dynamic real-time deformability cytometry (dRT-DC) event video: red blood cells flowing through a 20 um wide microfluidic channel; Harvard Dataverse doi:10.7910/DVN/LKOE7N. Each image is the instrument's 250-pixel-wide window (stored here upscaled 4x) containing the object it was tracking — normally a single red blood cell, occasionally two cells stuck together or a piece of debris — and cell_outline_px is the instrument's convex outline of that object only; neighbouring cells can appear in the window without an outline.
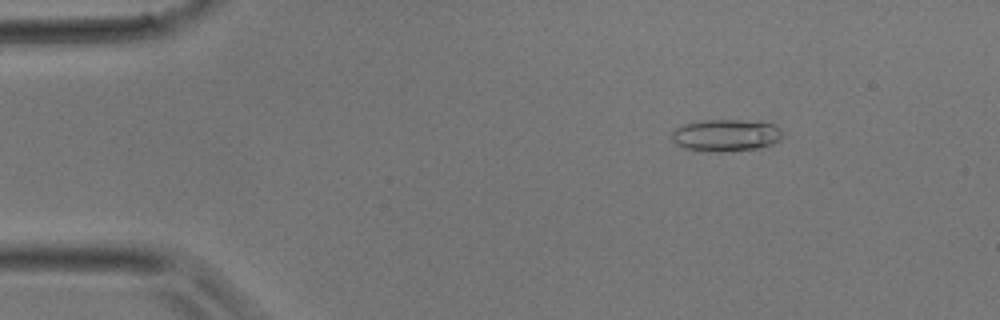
{"species": "common noctule bat (a hibernating species)", "species_latin": "Nyctalus noctula", "temperature_condition": "room temperature", "stored_images_in_passage": 37, "camera_frame_rate_fps": 3000, "um_per_image_px": 0.085, "animal": {"sex": "male", "body_mass_g": 17.9}, "frame": {"image": 1, "passage_image": 4, "time_ms": 1.0, "image_size_px": [1000, 320], "cell_outline_px": [[784, 136], [780, 140], [772, 144], [760, 148], [724, 152], [708, 152], [684, 148], [676, 144], [672, 140], [672, 132], [676, 128], [684, 124], [704, 120], [740, 120], [772, 124], [780, 128], [784, 132]], "centroid_in_image_um": [61.72, 11.52], "position_along_channel_um": 23.3, "area_um2": 20.87}}
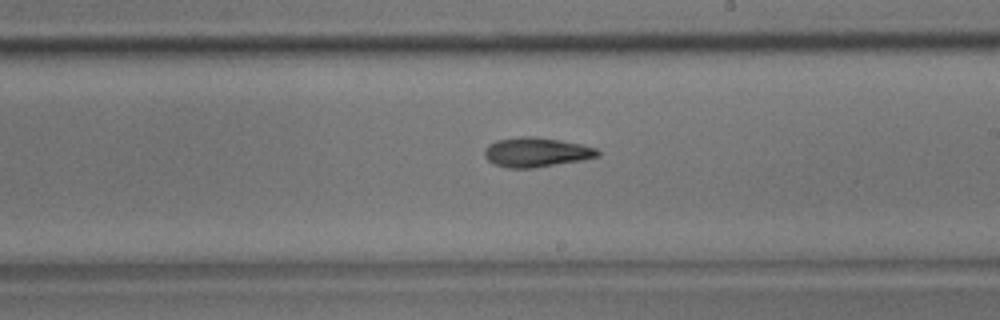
{"frame": {"image": 2, "passage_image": 21, "time_ms": 6.667, "image_size_px": [1000, 320], "cell_outline_px": [[600, 156], [580, 160], [532, 168], [508, 168], [492, 164], [484, 156], [484, 148], [488, 144], [496, 140], [520, 136], [536, 136], [560, 140], [580, 144], [596, 148], [600, 152]], "centroid_in_image_um": [45.53, 12.93], "position_along_channel_um": 243.5, "area_um2": 19.54}}
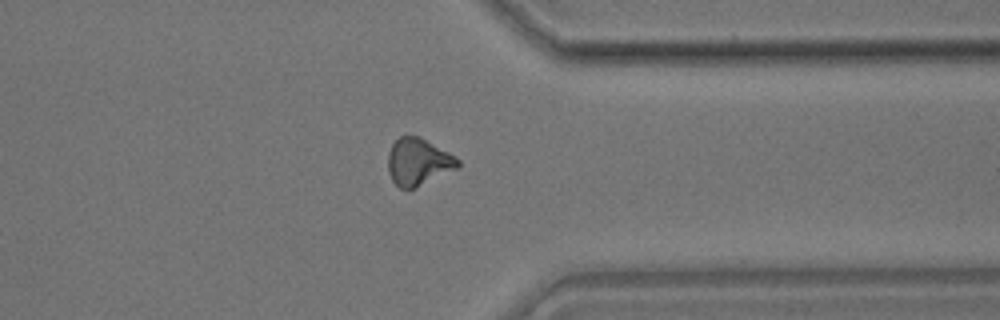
{"frame": {"image": 3, "passage_image": 29, "time_ms": 9.333, "image_size_px": [1000, 320], "cell_outline_px": [[460, 164], [456, 168], [416, 188], [400, 188], [392, 180], [388, 172], [388, 152], [392, 144], [400, 136], [416, 136], [448, 152], [460, 160]], "centroid_in_image_um": [35.52, 13.77], "position_along_channel_um": 375.9, "area_um2": 18.79}}